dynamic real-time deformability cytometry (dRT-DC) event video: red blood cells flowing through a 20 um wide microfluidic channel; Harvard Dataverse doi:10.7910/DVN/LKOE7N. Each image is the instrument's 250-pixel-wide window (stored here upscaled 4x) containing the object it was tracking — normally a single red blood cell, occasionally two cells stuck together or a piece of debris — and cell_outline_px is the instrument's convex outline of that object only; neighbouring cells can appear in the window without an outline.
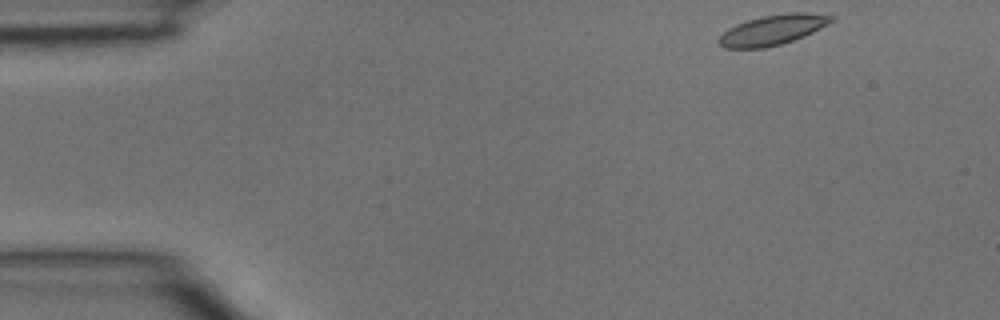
{"species": "common noctule bat (a hibernating species)", "species_latin": "Nyctalus noctula", "temperature_condition": "room temperature", "stored_images_in_passage": 7, "camera_frame_rate_fps": 3000, "um_per_image_px": 0.085, "animal": {"sex": "male", "body_mass_g": 15.6}, "frame": {"image": 1, "passage_image": 1, "time_ms": 0.0, "image_size_px": [1000, 320], "cell_outline_px": [[836, 16], [828, 24], [804, 36], [780, 44], [764, 48], [724, 48], [716, 40], [728, 28], [736, 24], [760, 16], [792, 12], [804, 12]], "centroid_in_image_um": [65.66, 2.53], "position_along_channel_um": 19.3, "area_um2": 19.59}}